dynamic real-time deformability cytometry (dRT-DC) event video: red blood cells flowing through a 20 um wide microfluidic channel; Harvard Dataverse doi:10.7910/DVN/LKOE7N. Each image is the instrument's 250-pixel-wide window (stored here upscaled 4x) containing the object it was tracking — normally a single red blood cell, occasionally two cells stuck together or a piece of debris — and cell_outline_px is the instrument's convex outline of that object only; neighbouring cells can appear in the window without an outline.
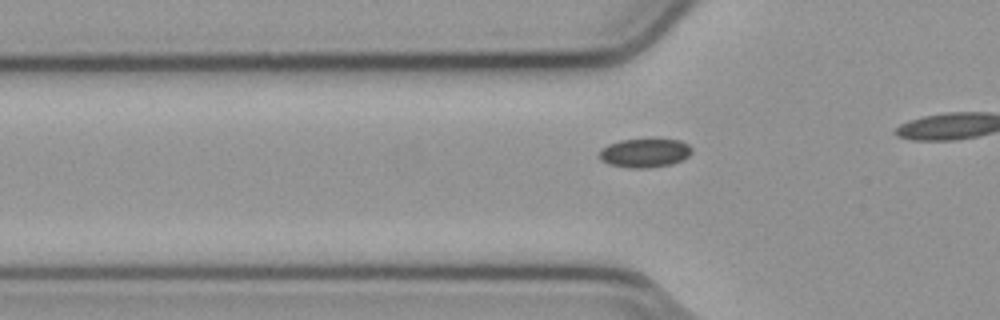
{"species": "common noctule bat (a hibernating species)", "species_latin": "Nyctalus noctula", "temperature_condition": "cold", "stored_images_in_passage": 21, "camera_frame_rate_fps": 3000, "um_per_image_px": 0.085, "animal": {"sex": "male", "body_mass_g": 23.1, "forearm_length_mm": 52.7}, "frame": {"image": 1, "passage_image": 15, "time_ms": 4.667, "image_size_px": [1000, 320], "cell_outline_px": [[692, 152], [688, 156], [672, 164], [648, 168], [632, 168], [608, 164], [600, 160], [600, 148], [608, 144], [620, 140], [656, 136], [680, 140], [688, 144], [692, 148]], "centroid_in_image_um": [54.82, 12.94], "position_along_channel_um": 71.0, "area_um2": 16.3}}